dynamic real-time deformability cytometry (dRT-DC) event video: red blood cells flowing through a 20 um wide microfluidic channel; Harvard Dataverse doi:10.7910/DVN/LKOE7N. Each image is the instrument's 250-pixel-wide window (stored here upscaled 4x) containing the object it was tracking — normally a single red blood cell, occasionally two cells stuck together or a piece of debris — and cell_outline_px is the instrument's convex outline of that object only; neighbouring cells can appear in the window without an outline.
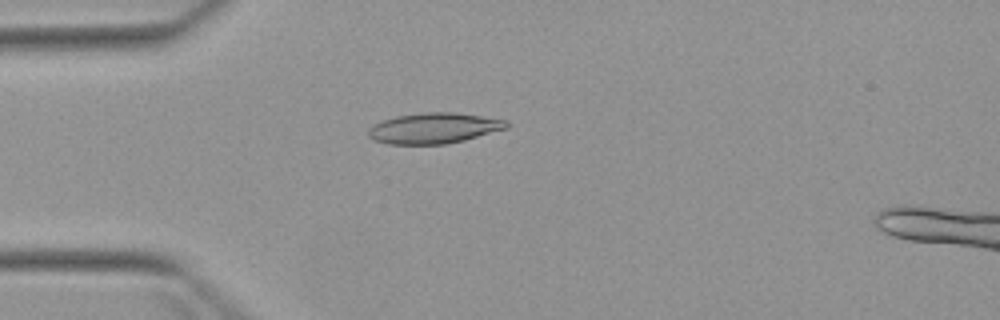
{"species": "Egyptian fruit bat (a non-hibernating species)", "species_latin": "Rousettus aegyptiacus", "temperature_condition": "warm", "stored_images_in_passage": 5, "camera_frame_rate_fps": 3000, "um_per_image_px": 0.085, "animal": {"sex": "female"}, "frame": {"image": 1, "passage_image": 4, "time_ms": 3.667, "image_size_px": [1000, 320], "cell_outline_px": [[508, 128], [464, 140], [448, 144], [388, 144], [372, 140], [368, 136], [368, 128], [372, 124], [380, 120], [396, 116], [424, 112], [452, 112], [508, 120]], "centroid_in_image_um": [36.83, 10.89], "position_along_channel_um": 48.2, "area_um2": 24.85}}